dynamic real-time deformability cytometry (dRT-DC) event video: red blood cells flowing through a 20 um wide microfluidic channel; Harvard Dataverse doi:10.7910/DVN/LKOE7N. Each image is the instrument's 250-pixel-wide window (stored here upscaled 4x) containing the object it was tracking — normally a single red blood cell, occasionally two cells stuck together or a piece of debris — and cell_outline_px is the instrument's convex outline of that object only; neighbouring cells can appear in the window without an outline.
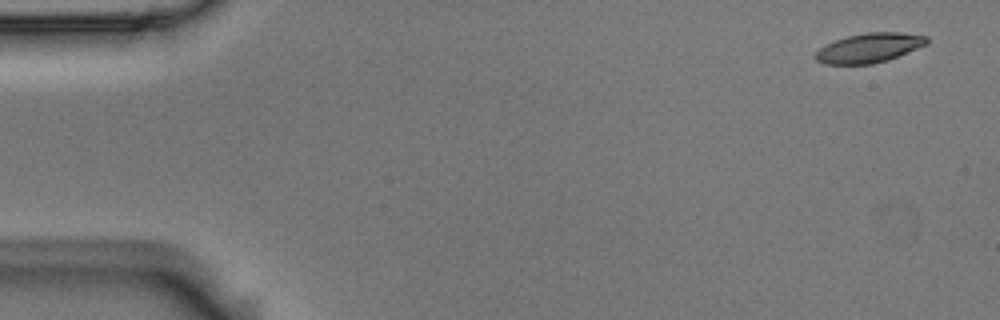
{"species": "Egyptian fruit bat (a non-hibernating species)", "species_latin": "Rousettus aegyptiacus", "temperature_condition": "room temperature", "stored_images_in_passage": 4, "camera_frame_rate_fps": 3000, "um_per_image_px": 0.085, "animal": {"sex": "male"}, "frame": {"image": 1, "passage_image": 1, "time_ms": 0.0, "image_size_px": [1000, 320], "cell_outline_px": [[928, 44], [888, 60], [872, 64], [824, 64], [816, 60], [812, 56], [824, 44], [848, 36], [868, 32], [900, 32], [928, 36]], "centroid_in_image_um": [73.87, 4.07], "position_along_channel_um": 11.1, "area_um2": 19.19}}